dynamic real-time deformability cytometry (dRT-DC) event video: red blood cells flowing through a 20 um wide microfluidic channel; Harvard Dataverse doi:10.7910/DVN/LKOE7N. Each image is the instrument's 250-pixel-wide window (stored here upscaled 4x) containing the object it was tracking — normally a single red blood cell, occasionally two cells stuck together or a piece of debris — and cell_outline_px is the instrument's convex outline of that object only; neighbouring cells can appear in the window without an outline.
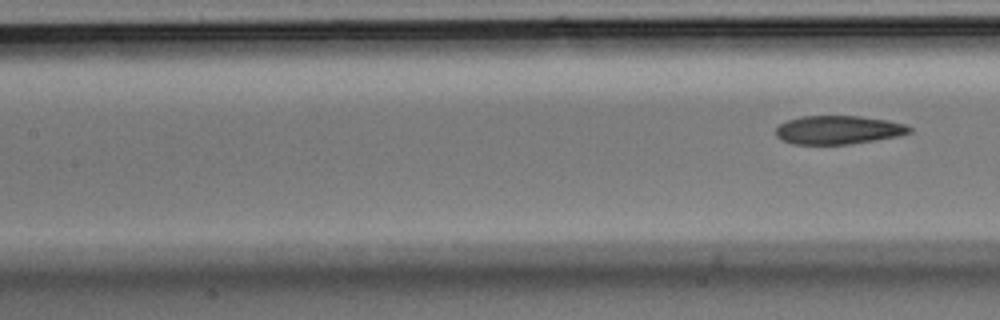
{"species": "Egyptian fruit bat (a non-hibernating species)", "species_latin": "Rousettus aegyptiacus", "temperature_condition": "room temperature", "stored_images_in_passage": 8, "camera_frame_rate_fps": 3000, "um_per_image_px": 0.085, "animal": {"sex": "male"}, "frame": {"image": 1, "passage_image": 8, "time_ms": 2.333, "image_size_px": [1000, 320], "cell_outline_px": [[912, 132], [900, 136], [852, 144], [792, 144], [780, 140], [776, 136], [776, 128], [780, 124], [788, 120], [800, 116], [860, 116], [888, 120], [904, 124], [912, 128]], "centroid_in_image_um": [71.26, 11.05], "position_along_channel_um": 136.1, "area_um2": 22.43}}